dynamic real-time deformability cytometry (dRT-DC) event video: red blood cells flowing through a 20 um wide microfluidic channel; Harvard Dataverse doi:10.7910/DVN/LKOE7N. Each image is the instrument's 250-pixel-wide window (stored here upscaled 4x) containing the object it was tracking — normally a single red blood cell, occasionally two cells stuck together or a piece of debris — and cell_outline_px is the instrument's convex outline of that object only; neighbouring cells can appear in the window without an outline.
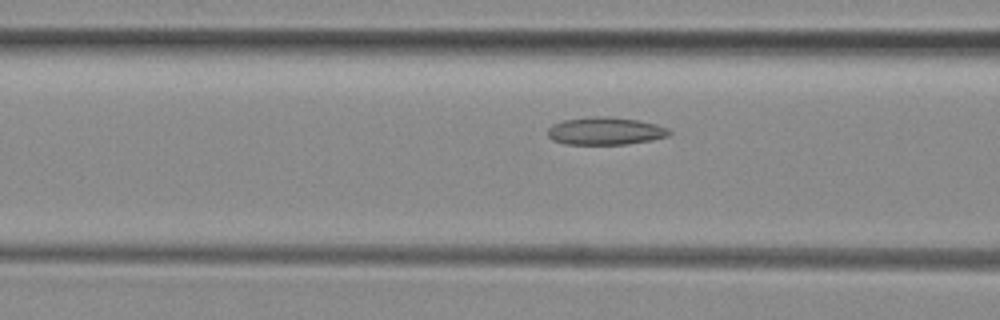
{"species": "common noctule bat (a hibernating species)", "species_latin": "Nyctalus noctula", "temperature_condition": "room temperature", "stored_images_in_passage": 6, "camera_frame_rate_fps": 3000, "um_per_image_px": 0.085, "animal": {"sex": "female", "body_mass_g": 29.2, "forearm_length_mm": 56.3}, "frame": {"image": 1, "passage_image": 4, "time_ms": 1.0, "image_size_px": [1000, 320], "cell_outline_px": [[672, 132], [668, 136], [652, 140], [624, 144], [564, 144], [552, 140], [548, 136], [548, 128], [552, 124], [564, 120], [588, 116], [608, 116], [636, 120], [656, 124], [668, 128]], "centroid_in_image_um": [51.43, 11.13], "position_along_channel_um": 115.2, "area_um2": 19.65}}